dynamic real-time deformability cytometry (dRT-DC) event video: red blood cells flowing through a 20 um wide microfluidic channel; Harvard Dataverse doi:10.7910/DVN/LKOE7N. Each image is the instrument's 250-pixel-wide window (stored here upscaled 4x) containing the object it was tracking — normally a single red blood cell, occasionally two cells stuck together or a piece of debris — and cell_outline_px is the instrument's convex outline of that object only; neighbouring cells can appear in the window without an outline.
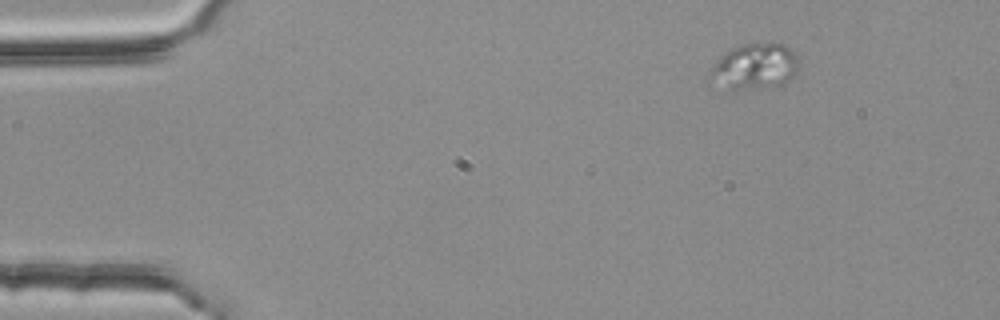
{"species": "common noctule bat (a hibernating species)", "species_latin": "Nyctalus noctula", "temperature_condition": "room temperature", "stored_images_in_passage": 3, "camera_frame_rate_fps": 3000, "um_per_image_px": 0.085, "animal": {"sex": "female", "body_mass_g": 25.1}, "frame": {"image": 1, "passage_image": 1, "time_ms": 0.0, "image_size_px": [1000, 320], "cell_outline_px": [[800, 68], [788, 80], [780, 84], [732, 88], [708, 84], [704, 80], [704, 76], [716, 60], [720, 56], [732, 48], [744, 44], [784, 44], [796, 56], [800, 64]], "centroid_in_image_um": [64.03, 5.64], "position_along_channel_um": 21.0, "area_um2": 23.41}}